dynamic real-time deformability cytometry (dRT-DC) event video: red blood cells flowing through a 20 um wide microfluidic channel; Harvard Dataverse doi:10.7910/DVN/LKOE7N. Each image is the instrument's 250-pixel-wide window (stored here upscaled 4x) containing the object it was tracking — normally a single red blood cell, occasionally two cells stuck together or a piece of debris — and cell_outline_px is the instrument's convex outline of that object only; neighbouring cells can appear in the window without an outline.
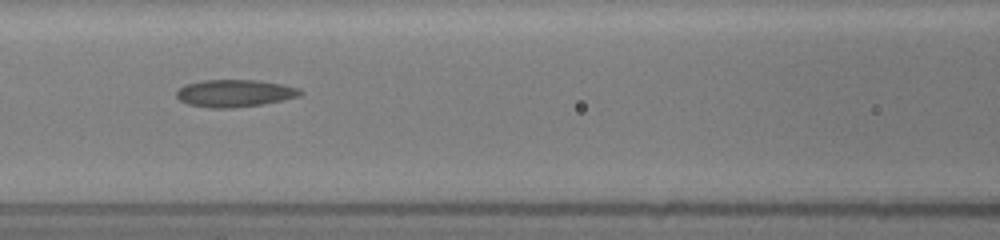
{"species": "common noctule bat (a hibernating species)", "species_latin": "Nyctalus noctula", "temperature_condition": "room temperature", "stored_images_in_passage": 6, "camera_frame_rate_fps": 3000, "um_per_image_px": 0.085, "animal": {"sex": "female", "body_mass_g": 19.5, "forearm_length_mm": 54.1}, "frame": {"image": 1, "passage_image": 5, "time_ms": 3.667, "image_size_px": [1000, 240], "cell_outline_px": [[304, 92], [300, 96], [264, 104], [232, 108], [212, 108], [188, 104], [180, 100], [176, 96], [176, 92], [184, 84], [204, 80], [260, 80], [300, 88]], "centroid_in_image_um": [19.96, 7.92], "position_along_channel_um": 146.6, "area_um2": 19.77}}